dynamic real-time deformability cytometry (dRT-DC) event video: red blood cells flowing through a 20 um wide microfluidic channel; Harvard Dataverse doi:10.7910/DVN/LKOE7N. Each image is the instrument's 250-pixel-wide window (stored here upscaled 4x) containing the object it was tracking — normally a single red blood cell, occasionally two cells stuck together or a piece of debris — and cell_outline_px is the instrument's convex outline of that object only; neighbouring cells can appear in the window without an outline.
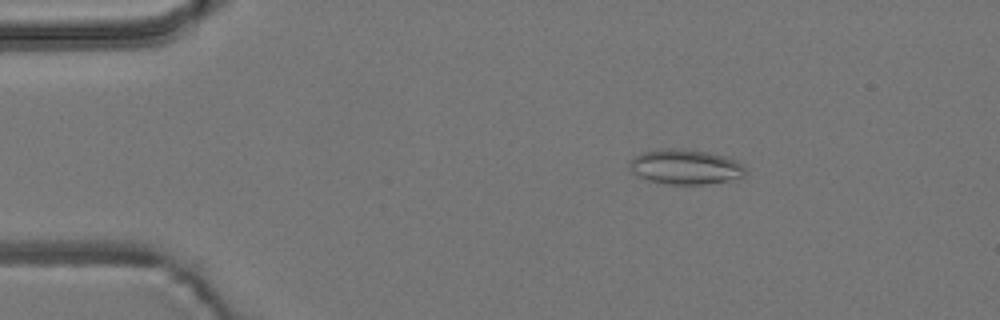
{"species": "common noctule bat (a hibernating species)", "species_latin": "Nyctalus noctula", "temperature_condition": "room temperature", "stored_images_in_passage": 4, "camera_frame_rate_fps": 3000, "um_per_image_px": 0.085, "animal": {"sex": "male", "body_mass_g": 19.2, "forearm_length_mm": 51.8}, "frame": {"image": 1, "passage_image": 2, "time_ms": 1.333, "image_size_px": [1000, 320], "cell_outline_px": [[748, 172], [744, 176], [728, 180], [704, 184], [664, 184], [648, 180], [632, 172], [628, 168], [628, 160], [644, 152], [660, 148], [680, 148], [708, 152], [728, 156], [736, 160]], "centroid_in_image_um": [58.23, 14.17], "position_along_channel_um": 26.8, "area_um2": 23.76}}